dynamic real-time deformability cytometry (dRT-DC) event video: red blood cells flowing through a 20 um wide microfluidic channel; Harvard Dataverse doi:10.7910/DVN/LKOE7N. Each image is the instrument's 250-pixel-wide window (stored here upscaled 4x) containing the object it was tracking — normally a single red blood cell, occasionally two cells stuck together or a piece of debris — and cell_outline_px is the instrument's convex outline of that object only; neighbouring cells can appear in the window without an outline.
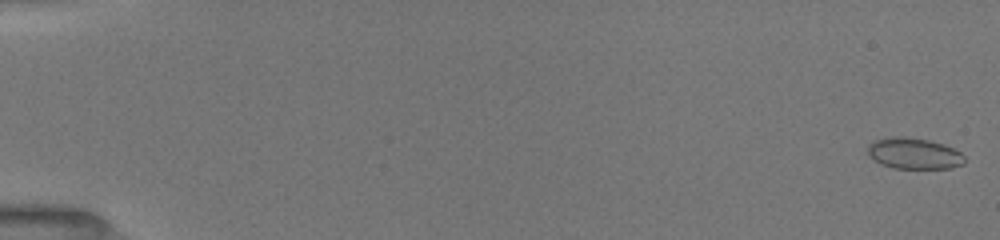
{"species": "common noctule bat (a hibernating species)", "species_latin": "Nyctalus noctula", "temperature_condition": "room temperature", "stored_images_in_passage": 31, "camera_frame_rate_fps": 3000, "um_per_image_px": 0.085, "animal": {"sex": "female", "body_mass_g": 19.5, "forearm_length_mm": 54.1}, "frame": {"image": 1, "passage_image": 1, "time_ms": 0.0, "image_size_px": [1000, 240], "cell_outline_px": [[964, 164], [952, 168], [892, 168], [880, 164], [872, 160], [868, 156], [868, 144], [872, 140], [892, 136], [904, 136], [928, 140], [944, 144], [960, 152], [964, 156]], "centroid_in_image_um": [77.64, 13.04], "position_along_channel_um": 7.4, "area_um2": 17.8}}
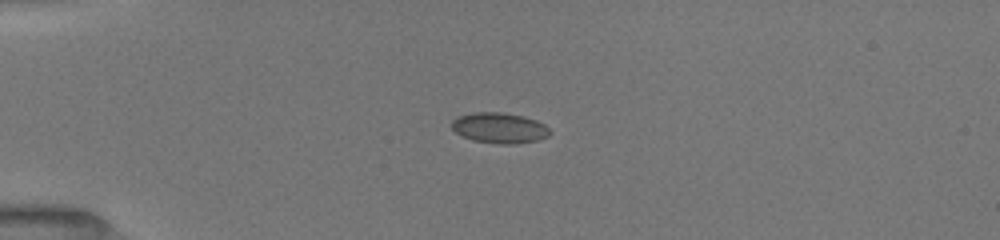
{"frame": {"image": 2, "passage_image": 20, "time_ms": 4.333, "image_size_px": [1000, 240], "cell_outline_px": [[552, 132], [548, 136], [536, 140], [516, 144], [500, 144], [472, 140], [456, 132], [452, 128], [452, 120], [456, 116], [472, 112], [504, 112], [524, 116], [536, 120], [544, 124]], "centroid_in_image_um": [42.45, 10.86], "position_along_channel_um": 42.5, "area_um2": 17.57}}
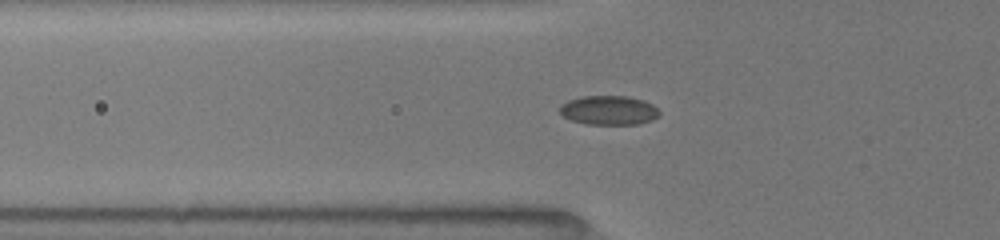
{"frame": {"image": 3, "passage_image": 27, "time_ms": 6.0, "image_size_px": [1000, 240], "cell_outline_px": [[660, 112], [652, 120], [640, 124], [584, 124], [572, 120], [564, 116], [560, 112], [560, 104], [568, 100], [580, 96], [624, 96], [644, 100], [652, 104]], "centroid_in_image_um": [51.73, 9.37], "position_along_channel_um": 74.1, "area_um2": 16.94}}